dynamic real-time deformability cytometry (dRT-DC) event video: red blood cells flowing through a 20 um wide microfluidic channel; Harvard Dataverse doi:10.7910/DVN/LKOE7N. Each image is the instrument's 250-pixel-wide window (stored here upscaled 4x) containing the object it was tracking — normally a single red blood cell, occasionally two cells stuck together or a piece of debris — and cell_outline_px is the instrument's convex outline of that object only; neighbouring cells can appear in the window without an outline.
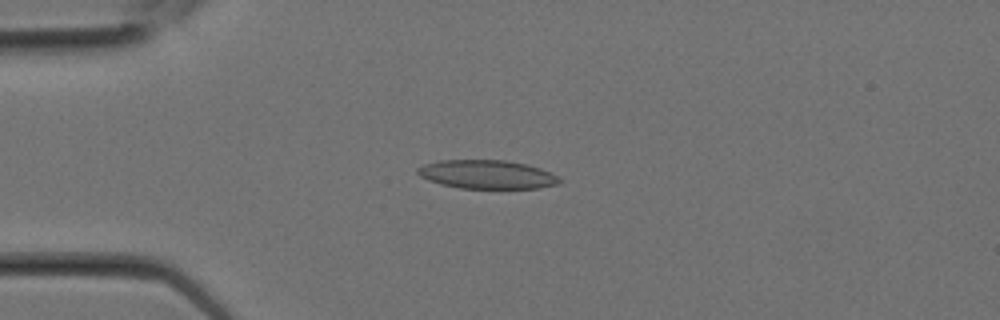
{"species": "Egyptian fruit bat (a non-hibernating species)", "species_latin": "Rousettus aegyptiacus", "temperature_condition": "room temperature", "stored_images_in_passage": 2, "camera_frame_rate_fps": 3000, "um_per_image_px": 0.085, "animal": {"sex": "female"}, "frame": {"image": 1, "passage_image": 2, "time_ms": 0.333, "image_size_px": [1000, 320], "cell_outline_px": [[560, 184], [536, 188], [460, 188], [440, 184], [428, 180], [420, 176], [416, 172], [416, 168], [424, 164], [440, 160], [504, 160], [528, 164], [540, 168], [556, 176], [560, 180]], "centroid_in_image_um": [41.35, 14.82], "position_along_channel_um": 43.6, "area_um2": 23.64}}